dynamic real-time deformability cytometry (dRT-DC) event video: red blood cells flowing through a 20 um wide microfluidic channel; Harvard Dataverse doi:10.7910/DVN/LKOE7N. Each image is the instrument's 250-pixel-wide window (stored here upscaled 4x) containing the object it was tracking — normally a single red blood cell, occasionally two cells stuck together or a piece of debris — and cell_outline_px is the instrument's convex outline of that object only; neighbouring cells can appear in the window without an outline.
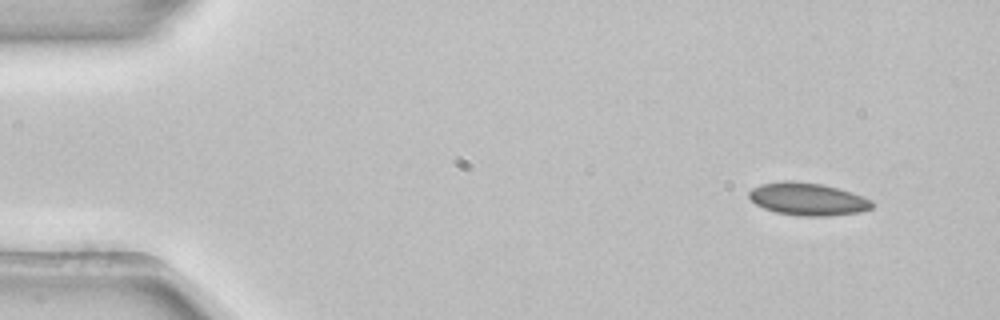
{"species": "common noctule bat (a hibernating species)", "species_latin": "Nyctalus noctula", "temperature_condition": "room temperature", "stored_images_in_passage": 3, "camera_frame_rate_fps": 3000, "um_per_image_px": 0.085, "animal": {"sex": "female", "body_mass_g": 22.7, "forearm_length_mm": 54.2}, "frame": {"image": 1, "passage_image": 1, "time_ms": 0.0, "image_size_px": [1000, 320], "cell_outline_px": [[876, 204], [872, 208], [860, 212], [828, 216], [800, 216], [776, 212], [764, 208], [756, 204], [748, 196], [748, 192], [752, 188], [760, 184], [784, 180], [792, 180], [820, 184], [852, 192], [872, 200]], "centroid_in_image_um": [68.66, 16.92], "position_along_channel_um": 16.3, "area_um2": 23.47}}
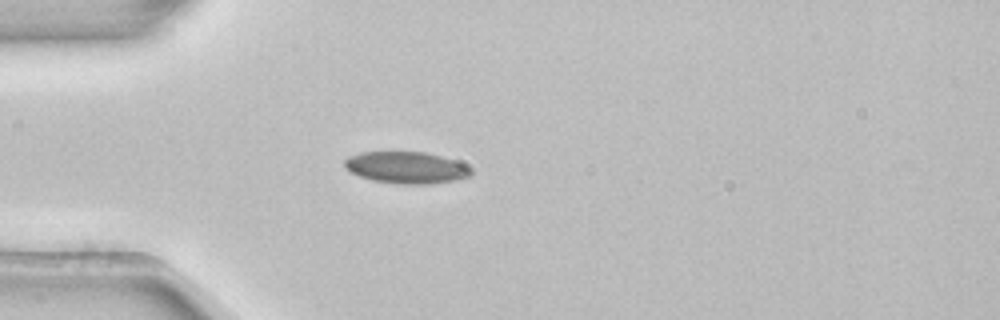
{"frame": {"image": 2, "passage_image": 3, "time_ms": 0.667, "image_size_px": [1000, 320], "cell_outline_px": [[472, 176], [456, 180], [428, 184], [400, 184], [372, 180], [360, 176], [344, 168], [344, 160], [348, 156], [360, 152], [424, 152], [440, 156], [464, 164], [472, 168]], "centroid_in_image_um": [34.53, 14.25], "position_along_channel_um": 50.5, "area_um2": 23.41}}